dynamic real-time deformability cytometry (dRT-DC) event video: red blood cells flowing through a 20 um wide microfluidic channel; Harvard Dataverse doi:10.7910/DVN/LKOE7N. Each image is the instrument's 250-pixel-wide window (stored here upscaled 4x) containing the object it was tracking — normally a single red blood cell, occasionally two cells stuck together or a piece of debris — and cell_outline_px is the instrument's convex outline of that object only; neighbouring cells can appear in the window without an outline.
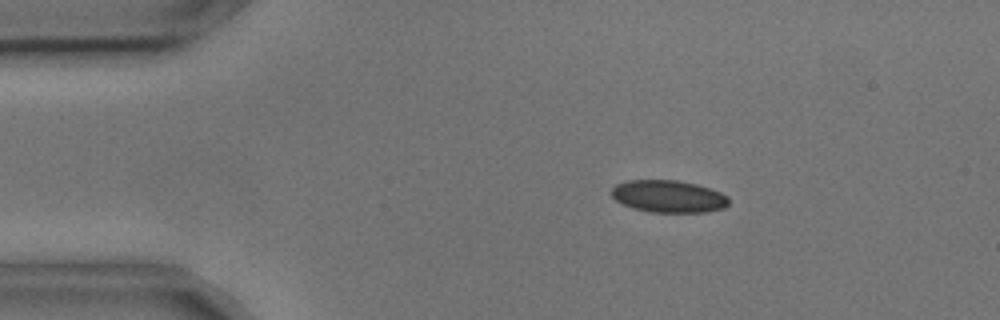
{"species": "common noctule bat (a hibernating species)", "species_latin": "Nyctalus noctula", "temperature_condition": "cold", "stored_images_in_passage": 9, "camera_frame_rate_fps": 3000, "um_per_image_px": 0.085, "animal": {"sex": "male", "body_mass_g": 17.9, "forearm_length_mm": 54.2}, "frame": {"image": 1, "passage_image": 3, "time_ms": 0.667, "image_size_px": [1000, 320], "cell_outline_px": [[728, 204], [724, 208], [704, 212], [652, 212], [632, 208], [616, 200], [612, 196], [612, 188], [616, 184], [628, 180], [676, 180], [696, 184], [720, 192], [728, 196]], "centroid_in_image_um": [56.82, 16.69], "position_along_channel_um": 28.2, "area_um2": 21.91}}
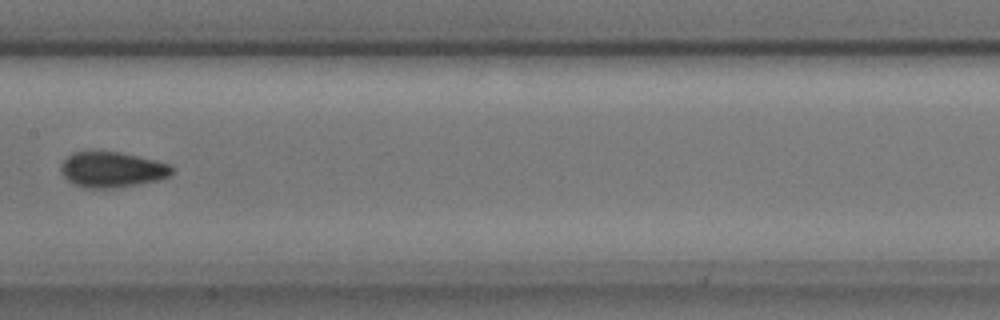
{"frame": {"image": 2, "passage_image": 8, "time_ms": 2.333, "image_size_px": [1000, 320], "cell_outline_px": [[172, 172], [168, 176], [160, 180], [140, 184], [112, 188], [84, 188], [72, 184], [60, 172], [60, 164], [72, 152], [120, 152], [156, 160], [172, 164]], "centroid_in_image_um": [9.52, 14.42], "position_along_channel_um": 197.9, "area_um2": 23.12}}
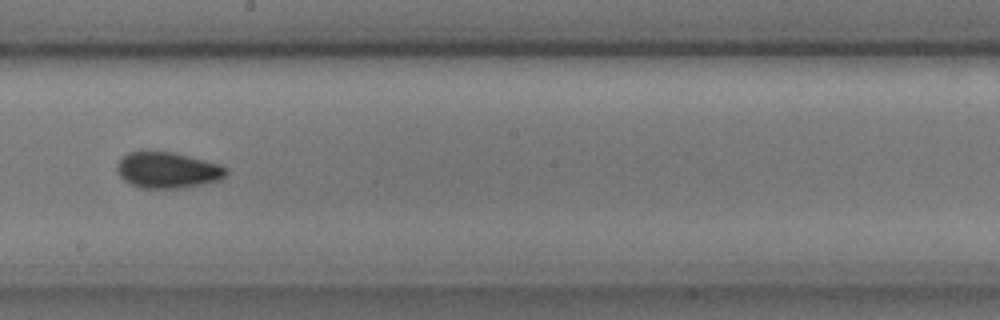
{"frame": {"image": 3, "passage_image": 9, "time_ms": 2.667, "image_size_px": [1000, 320], "cell_outline_px": [[228, 176], [220, 180], [180, 188], [140, 188], [124, 180], [120, 176], [116, 168], [116, 164], [128, 152], [172, 152], [220, 164], [228, 168]], "centroid_in_image_um": [14.27, 14.47], "position_along_channel_um": 233.9, "area_um2": 22.77}}